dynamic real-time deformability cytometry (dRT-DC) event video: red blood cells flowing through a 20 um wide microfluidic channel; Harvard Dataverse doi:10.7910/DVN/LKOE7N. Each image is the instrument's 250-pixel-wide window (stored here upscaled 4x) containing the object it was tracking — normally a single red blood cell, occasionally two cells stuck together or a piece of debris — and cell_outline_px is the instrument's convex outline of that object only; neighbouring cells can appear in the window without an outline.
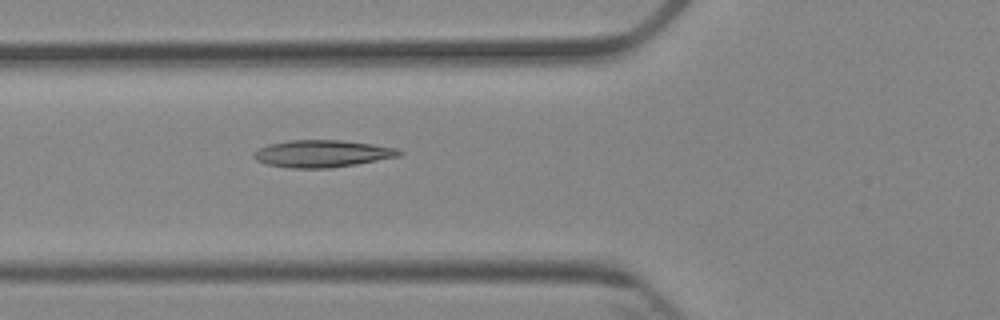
{"species": "Egyptian fruit bat (a non-hibernating species)", "species_latin": "Rousettus aegyptiacus", "temperature_condition": "cold", "stored_images_in_passage": 6, "camera_frame_rate_fps": 3000, "um_per_image_px": 0.085, "animal": {"sex": "female"}, "frame": {"image": 1, "passage_image": 6, "time_ms": 6.0, "image_size_px": [1000, 320], "cell_outline_px": [[404, 152], [400, 156], [356, 164], [328, 168], [288, 168], [268, 164], [256, 160], [252, 156], [252, 152], [256, 148], [268, 144], [288, 140], [340, 140], [372, 144], [400, 148]], "centroid_in_image_um": [27.37, 13.05], "position_along_channel_um": 98.4, "area_um2": 23.24}}